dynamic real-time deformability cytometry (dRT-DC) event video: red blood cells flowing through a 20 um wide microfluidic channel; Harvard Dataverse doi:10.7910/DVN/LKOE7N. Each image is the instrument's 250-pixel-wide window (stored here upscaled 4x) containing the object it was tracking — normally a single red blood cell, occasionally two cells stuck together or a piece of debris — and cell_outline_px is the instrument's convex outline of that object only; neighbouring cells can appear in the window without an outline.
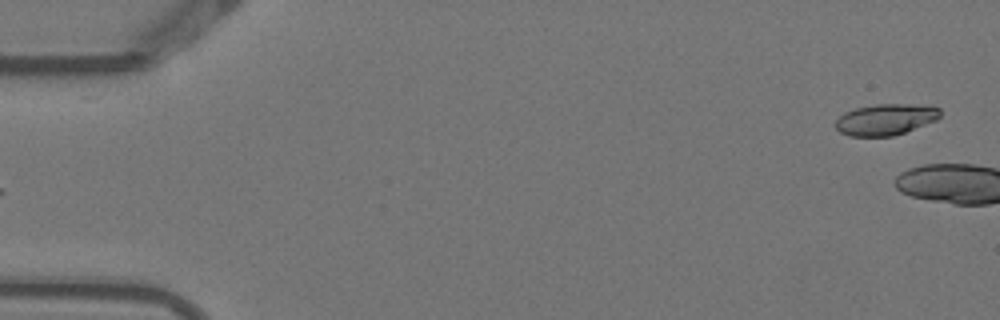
{"species": "Egyptian fruit bat (a non-hibernating species)", "species_latin": "Rousettus aegyptiacus", "temperature_condition": "warm", "stored_images_in_passage": 5, "segment_of_instrument_passage": [2, 2], "camera_frame_rate_fps": 3000, "um_per_image_px": 0.085, "animal": {"sex": "female"}, "frame": {"image": 1, "passage_image": 5, "time_ms": 1.333, "image_size_px": [1000, 320], "cell_outline_px": [[940, 116], [936, 120], [904, 132], [892, 136], [848, 136], [840, 132], [836, 128], [836, 120], [844, 112], [856, 108], [876, 104], [908, 104], [940, 108]], "centroid_in_image_um": [75.24, 10.16], "position_along_channel_um": 9.8, "area_um2": 18.79}}